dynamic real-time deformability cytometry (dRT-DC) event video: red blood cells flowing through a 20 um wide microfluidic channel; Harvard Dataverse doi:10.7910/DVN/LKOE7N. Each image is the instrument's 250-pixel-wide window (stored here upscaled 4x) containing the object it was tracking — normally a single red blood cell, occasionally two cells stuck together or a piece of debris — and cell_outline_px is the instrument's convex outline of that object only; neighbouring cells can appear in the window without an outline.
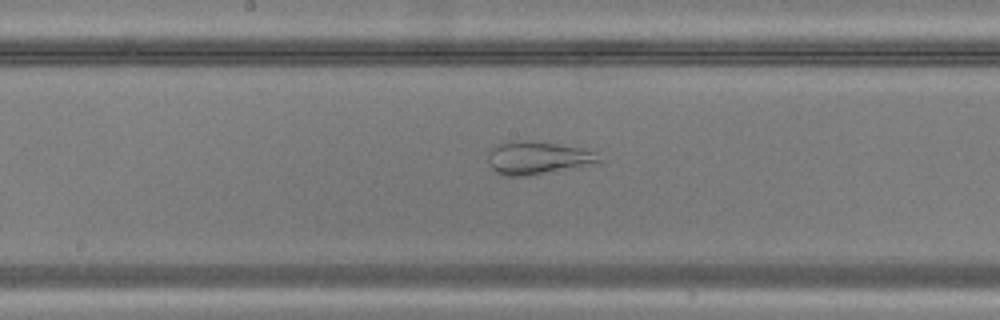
{"species": "common noctule bat (a hibernating species)", "species_latin": "Nyctalus noctula", "temperature_condition": "warm", "stored_images_in_passage": 47, "camera_frame_rate_fps": 3000, "um_per_image_px": 0.085, "animal": {"sex": "male", "body_mass_g": 20.5, "forearm_length_mm": 52.5}, "frame": {"image": 1, "passage_image": 25, "time_ms": 8.0, "image_size_px": [1000, 320], "cell_outline_px": [[604, 160], [600, 164], [580, 168], [528, 176], [504, 176], [496, 172], [488, 164], [488, 152], [496, 144], [512, 140], [528, 140], [580, 148], [596, 152]], "centroid_in_image_um": [45.75, 13.44], "position_along_channel_um": 202.4, "area_um2": 21.96}}
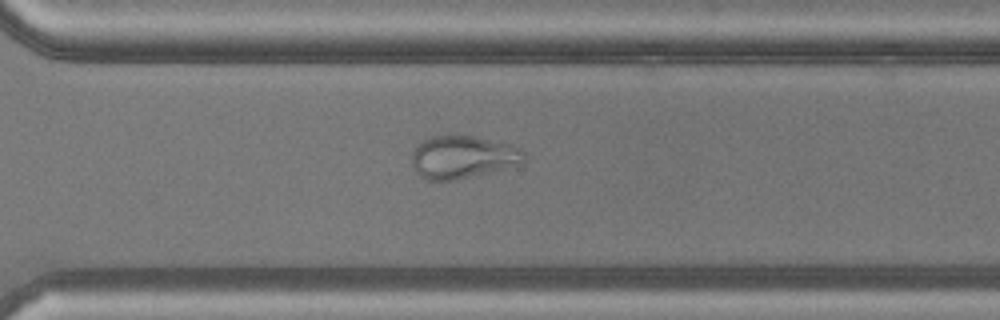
{"frame": {"image": 2, "passage_image": 34, "time_ms": 11.0, "image_size_px": [1000, 320], "cell_outline_px": [[524, 164], [456, 180], [424, 180], [416, 172], [412, 164], [412, 152], [416, 144], [432, 136], [472, 136], [512, 144], [520, 148], [524, 152]], "centroid_in_image_um": [39.34, 13.36], "position_along_channel_um": 331.3, "area_um2": 28.15}}
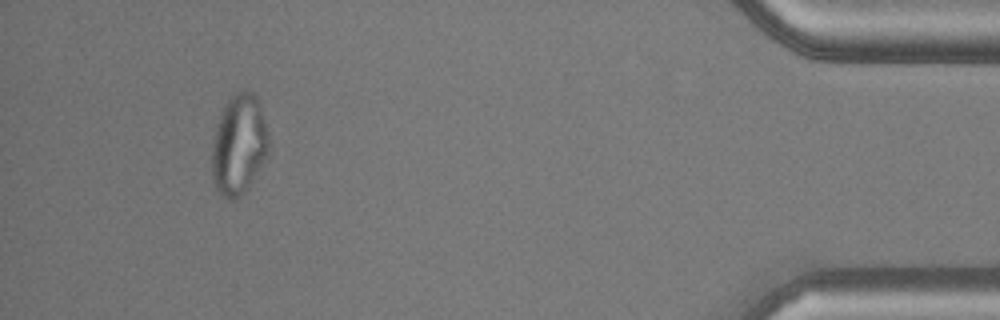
{"frame": {"image": 3, "passage_image": 44, "time_ms": 14.333, "image_size_px": [1000, 320], "cell_outline_px": [[268, 152], [264, 160], [240, 196], [232, 200], [228, 200], [216, 188], [212, 180], [212, 148], [216, 128], [220, 116], [228, 100], [236, 92], [244, 88], [252, 92], [256, 100], [264, 124], [268, 140]], "centroid_in_image_um": [20.26, 12.31], "position_along_channel_um": 414.9, "area_um2": 31.96}}